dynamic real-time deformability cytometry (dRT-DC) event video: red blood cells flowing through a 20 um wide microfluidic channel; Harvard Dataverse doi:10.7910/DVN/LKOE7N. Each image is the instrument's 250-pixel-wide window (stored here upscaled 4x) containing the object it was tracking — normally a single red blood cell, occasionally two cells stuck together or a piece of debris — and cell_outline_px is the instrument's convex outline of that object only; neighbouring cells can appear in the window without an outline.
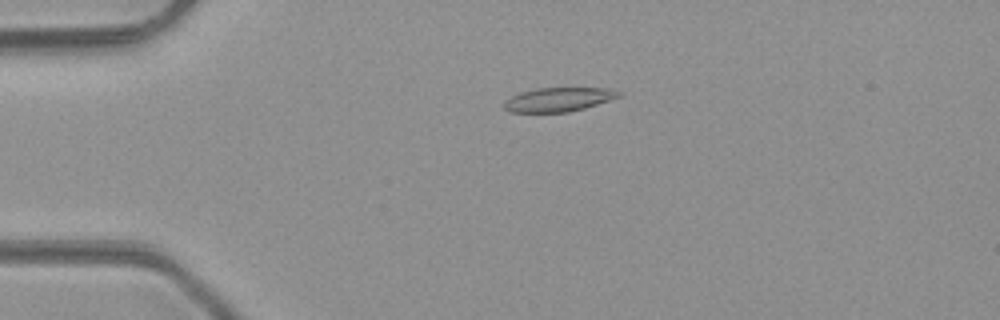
{"species": "common noctule bat (a hibernating species)", "species_latin": "Nyctalus noctula", "temperature_condition": "room temperature", "stored_images_in_passage": 40, "camera_frame_rate_fps": 3000, "um_per_image_px": 0.085, "animal": {"sex": "male", "body_mass_g": 23.1, "forearm_length_mm": 52.7}, "frame": {"image": 1, "passage_image": 3, "time_ms": 0.667, "image_size_px": [1000, 320], "cell_outline_px": [[624, 92], [620, 96], [584, 108], [568, 112], [512, 112], [504, 108], [504, 104], [512, 96], [520, 92], [536, 88], [608, 88]], "centroid_in_image_um": [47.49, 8.45], "position_along_channel_um": 37.5, "area_um2": 15.84}}
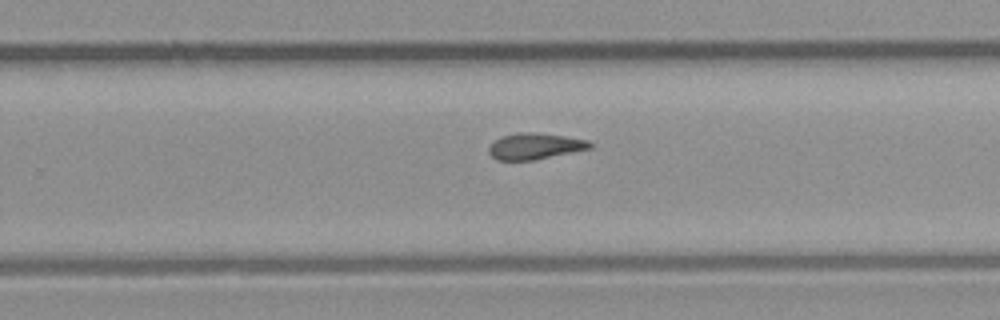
{"frame": {"image": 2, "passage_image": 23, "time_ms": 7.333, "image_size_px": [1000, 320], "cell_outline_px": [[592, 148], [532, 160], [496, 160], [488, 152], [488, 148], [500, 136], [516, 132], [532, 132], [564, 136], [588, 140], [592, 144]], "centroid_in_image_um": [45.44, 12.42], "position_along_channel_um": 284.4, "area_um2": 15.32}}
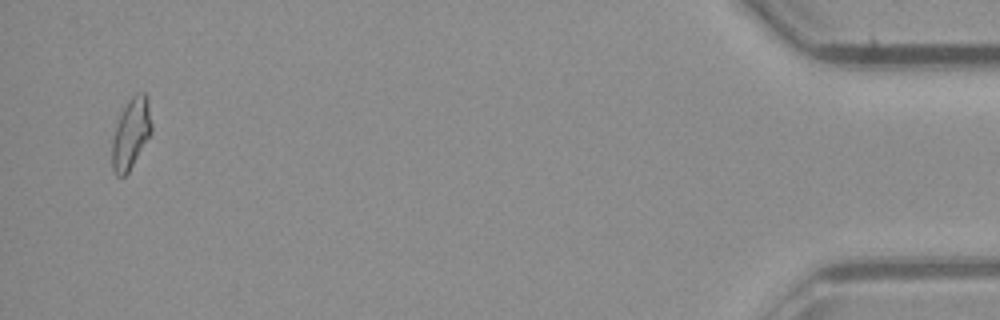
{"frame": {"image": 3, "passage_image": 39, "time_ms": 12.667, "image_size_px": [1000, 320], "cell_outline_px": [[152, 132], [128, 172], [124, 176], [116, 176], [112, 168], [112, 140], [116, 124], [128, 100], [136, 92], [144, 92], [148, 100], [152, 124]], "centroid_in_image_um": [11.13, 11.34], "position_along_channel_um": 424.1, "area_um2": 16.13}, "authors_computed_cell_mechanics": {"area_um2": 15.7216, "velocity_mm_per_s": 4.245, "shape_relaxation_time_tau1_ms": null, "shape_relaxation_time_tau2_ms": 1.5617, "deformation_change_tau1": null, "deformation_change_tau2": 0.0852}}